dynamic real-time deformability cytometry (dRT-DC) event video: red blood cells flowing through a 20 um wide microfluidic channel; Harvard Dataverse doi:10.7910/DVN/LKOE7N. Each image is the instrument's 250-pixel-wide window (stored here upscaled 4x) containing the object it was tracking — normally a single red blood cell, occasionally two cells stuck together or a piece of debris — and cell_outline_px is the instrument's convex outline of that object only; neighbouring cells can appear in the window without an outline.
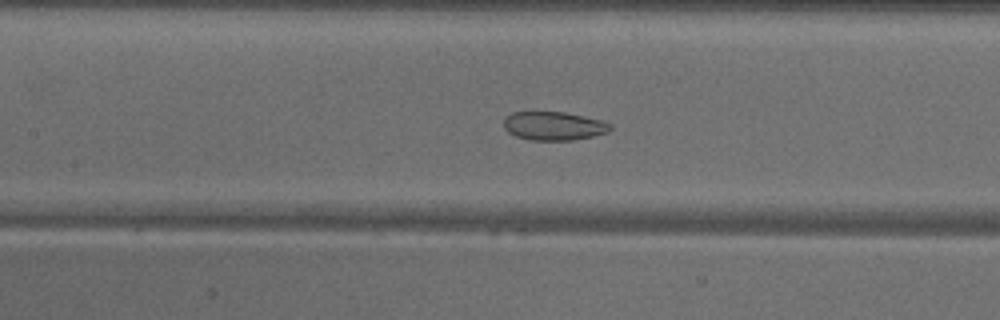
{"species": "common noctule bat (a hibernating species)", "species_latin": "Nyctalus noctula", "temperature_condition": "warm", "stored_images_in_passage": 43, "camera_frame_rate_fps": 3000, "um_per_image_px": 0.085, "animal": {"sex": "male", "body_mass_g": 18.8}, "frame": {"image": 1, "passage_image": 16, "time_ms": 5.0, "image_size_px": [1000, 320], "cell_outline_px": [[612, 128], [608, 132], [592, 136], [572, 140], [528, 140], [516, 136], [508, 132], [504, 128], [504, 120], [512, 112], [564, 112], [604, 120], [612, 124]], "centroid_in_image_um": [47.1, 10.7], "position_along_channel_um": 160.3, "area_um2": 17.8}}
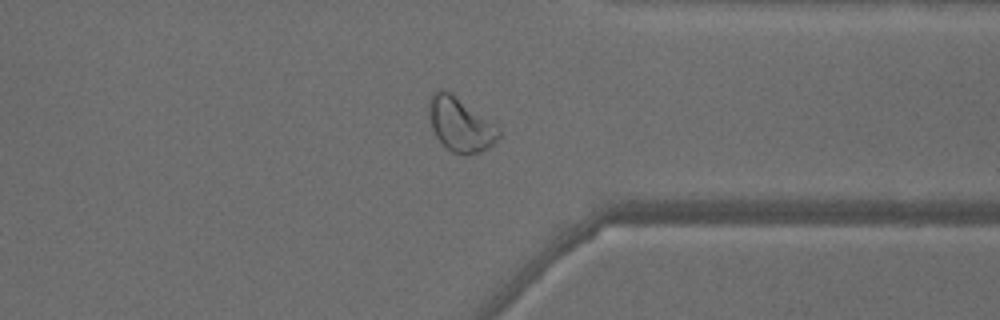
{"frame": {"image": 2, "passage_image": 32, "time_ms": 10.333, "image_size_px": [1000, 320], "cell_outline_px": [[500, 136], [488, 148], [480, 152], [468, 156], [452, 152], [436, 136], [432, 128], [428, 116], [428, 100], [432, 92], [440, 88], [448, 92], [496, 124], [500, 128]], "centroid_in_image_um": [39.11, 10.59], "position_along_channel_um": 372.3, "area_um2": 21.85}}
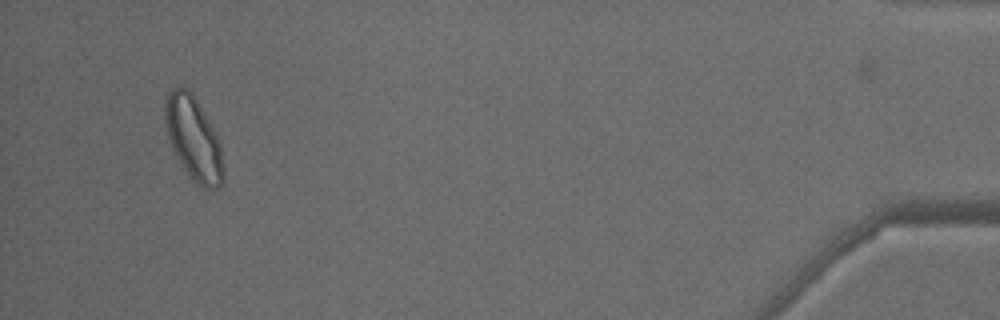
{"frame": {"image": 3, "passage_image": 41, "time_ms": 13.333, "image_size_px": [1000, 320], "cell_outline_px": [[224, 180], [216, 188], [204, 188], [196, 184], [184, 168], [176, 156], [168, 140], [164, 116], [164, 104], [168, 92], [172, 88], [188, 88], [196, 100], [216, 132], [220, 140], [224, 176]], "centroid_in_image_um": [16.44, 11.78], "position_along_channel_um": 418.8, "area_um2": 28.26}, "authors_computed_cell_mechanics": {"area_um2": 21.7328, "velocity_mm_per_s": 4.0621, "shape_relaxation_time_tau1_ms": null, "shape_relaxation_time_tau2_ms": 1.8309, "deformation_change_tau1": null, "deformation_change_tau2": 0.0687}}